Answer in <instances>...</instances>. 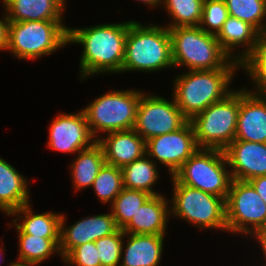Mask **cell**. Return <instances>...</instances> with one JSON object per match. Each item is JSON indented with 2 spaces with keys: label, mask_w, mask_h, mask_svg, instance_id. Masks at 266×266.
Returning a JSON list of instances; mask_svg holds the SVG:
<instances>
[{
  "label": "cell",
  "mask_w": 266,
  "mask_h": 266,
  "mask_svg": "<svg viewBox=\"0 0 266 266\" xmlns=\"http://www.w3.org/2000/svg\"><path fill=\"white\" fill-rule=\"evenodd\" d=\"M105 158L102 147L98 142L89 148L80 150L76 159L70 165L71 177L75 190L92 187Z\"/></svg>",
  "instance_id": "cell-24"
},
{
  "label": "cell",
  "mask_w": 266,
  "mask_h": 266,
  "mask_svg": "<svg viewBox=\"0 0 266 266\" xmlns=\"http://www.w3.org/2000/svg\"><path fill=\"white\" fill-rule=\"evenodd\" d=\"M226 225L228 233L246 236L266 227V204L248 181L232 180L226 199Z\"/></svg>",
  "instance_id": "cell-10"
},
{
  "label": "cell",
  "mask_w": 266,
  "mask_h": 266,
  "mask_svg": "<svg viewBox=\"0 0 266 266\" xmlns=\"http://www.w3.org/2000/svg\"><path fill=\"white\" fill-rule=\"evenodd\" d=\"M164 27L129 21L122 73L174 67L169 28Z\"/></svg>",
  "instance_id": "cell-3"
},
{
  "label": "cell",
  "mask_w": 266,
  "mask_h": 266,
  "mask_svg": "<svg viewBox=\"0 0 266 266\" xmlns=\"http://www.w3.org/2000/svg\"><path fill=\"white\" fill-rule=\"evenodd\" d=\"M66 217L61 215L59 251L63 259L73 248L96 241L115 233L119 228L111 212L88 216L66 227Z\"/></svg>",
  "instance_id": "cell-14"
},
{
  "label": "cell",
  "mask_w": 266,
  "mask_h": 266,
  "mask_svg": "<svg viewBox=\"0 0 266 266\" xmlns=\"http://www.w3.org/2000/svg\"><path fill=\"white\" fill-rule=\"evenodd\" d=\"M173 197L170 215L186 220L200 229L227 231L226 200L197 188L178 183L172 176Z\"/></svg>",
  "instance_id": "cell-8"
},
{
  "label": "cell",
  "mask_w": 266,
  "mask_h": 266,
  "mask_svg": "<svg viewBox=\"0 0 266 266\" xmlns=\"http://www.w3.org/2000/svg\"><path fill=\"white\" fill-rule=\"evenodd\" d=\"M18 258L40 264L59 251V238H42L31 234H18Z\"/></svg>",
  "instance_id": "cell-26"
},
{
  "label": "cell",
  "mask_w": 266,
  "mask_h": 266,
  "mask_svg": "<svg viewBox=\"0 0 266 266\" xmlns=\"http://www.w3.org/2000/svg\"><path fill=\"white\" fill-rule=\"evenodd\" d=\"M156 161L150 159L145 154L142 158L134 160L123 166V187L127 189L144 191L151 196L159 195L152 188L159 179V170L156 166Z\"/></svg>",
  "instance_id": "cell-25"
},
{
  "label": "cell",
  "mask_w": 266,
  "mask_h": 266,
  "mask_svg": "<svg viewBox=\"0 0 266 266\" xmlns=\"http://www.w3.org/2000/svg\"><path fill=\"white\" fill-rule=\"evenodd\" d=\"M240 108V89L233 90L191 120L199 148L224 150L234 139Z\"/></svg>",
  "instance_id": "cell-9"
},
{
  "label": "cell",
  "mask_w": 266,
  "mask_h": 266,
  "mask_svg": "<svg viewBox=\"0 0 266 266\" xmlns=\"http://www.w3.org/2000/svg\"><path fill=\"white\" fill-rule=\"evenodd\" d=\"M170 202L161 193L150 196L135 216L122 228L128 234L165 235L170 216Z\"/></svg>",
  "instance_id": "cell-18"
},
{
  "label": "cell",
  "mask_w": 266,
  "mask_h": 266,
  "mask_svg": "<svg viewBox=\"0 0 266 266\" xmlns=\"http://www.w3.org/2000/svg\"><path fill=\"white\" fill-rule=\"evenodd\" d=\"M240 68L215 70H189L177 75L173 98L183 115L190 121L211 104L221 101L233 89H229L235 71Z\"/></svg>",
  "instance_id": "cell-2"
},
{
  "label": "cell",
  "mask_w": 266,
  "mask_h": 266,
  "mask_svg": "<svg viewBox=\"0 0 266 266\" xmlns=\"http://www.w3.org/2000/svg\"><path fill=\"white\" fill-rule=\"evenodd\" d=\"M47 145L51 150L78 153L97 142L92 135L83 109L77 113H59L49 126Z\"/></svg>",
  "instance_id": "cell-13"
},
{
  "label": "cell",
  "mask_w": 266,
  "mask_h": 266,
  "mask_svg": "<svg viewBox=\"0 0 266 266\" xmlns=\"http://www.w3.org/2000/svg\"><path fill=\"white\" fill-rule=\"evenodd\" d=\"M266 204V175L257 176L248 181Z\"/></svg>",
  "instance_id": "cell-35"
},
{
  "label": "cell",
  "mask_w": 266,
  "mask_h": 266,
  "mask_svg": "<svg viewBox=\"0 0 266 266\" xmlns=\"http://www.w3.org/2000/svg\"><path fill=\"white\" fill-rule=\"evenodd\" d=\"M174 68L215 70L240 68V64L221 48L216 35L206 33L199 26L169 28Z\"/></svg>",
  "instance_id": "cell-4"
},
{
  "label": "cell",
  "mask_w": 266,
  "mask_h": 266,
  "mask_svg": "<svg viewBox=\"0 0 266 266\" xmlns=\"http://www.w3.org/2000/svg\"><path fill=\"white\" fill-rule=\"evenodd\" d=\"M143 92L116 90L97 97L82 108L92 135L98 133L132 130L136 122V111ZM97 135V136H96Z\"/></svg>",
  "instance_id": "cell-7"
},
{
  "label": "cell",
  "mask_w": 266,
  "mask_h": 266,
  "mask_svg": "<svg viewBox=\"0 0 266 266\" xmlns=\"http://www.w3.org/2000/svg\"><path fill=\"white\" fill-rule=\"evenodd\" d=\"M125 235L128 241L126 245L122 244L119 266H159L165 235L128 233Z\"/></svg>",
  "instance_id": "cell-21"
},
{
  "label": "cell",
  "mask_w": 266,
  "mask_h": 266,
  "mask_svg": "<svg viewBox=\"0 0 266 266\" xmlns=\"http://www.w3.org/2000/svg\"><path fill=\"white\" fill-rule=\"evenodd\" d=\"M9 21H62L65 0H2Z\"/></svg>",
  "instance_id": "cell-20"
},
{
  "label": "cell",
  "mask_w": 266,
  "mask_h": 266,
  "mask_svg": "<svg viewBox=\"0 0 266 266\" xmlns=\"http://www.w3.org/2000/svg\"><path fill=\"white\" fill-rule=\"evenodd\" d=\"M28 186V179L0 157V210L9 216L14 210L29 204Z\"/></svg>",
  "instance_id": "cell-22"
},
{
  "label": "cell",
  "mask_w": 266,
  "mask_h": 266,
  "mask_svg": "<svg viewBox=\"0 0 266 266\" xmlns=\"http://www.w3.org/2000/svg\"><path fill=\"white\" fill-rule=\"evenodd\" d=\"M125 233L118 229L115 233L95 241L101 266H119Z\"/></svg>",
  "instance_id": "cell-33"
},
{
  "label": "cell",
  "mask_w": 266,
  "mask_h": 266,
  "mask_svg": "<svg viewBox=\"0 0 266 266\" xmlns=\"http://www.w3.org/2000/svg\"><path fill=\"white\" fill-rule=\"evenodd\" d=\"M187 121L173 96L170 101L162 96L143 93L138 103L133 129L147 141L152 137L176 131Z\"/></svg>",
  "instance_id": "cell-11"
},
{
  "label": "cell",
  "mask_w": 266,
  "mask_h": 266,
  "mask_svg": "<svg viewBox=\"0 0 266 266\" xmlns=\"http://www.w3.org/2000/svg\"><path fill=\"white\" fill-rule=\"evenodd\" d=\"M253 236L257 239L256 241L259 242V245H262L261 247L266 257V227L257 230L251 237Z\"/></svg>",
  "instance_id": "cell-37"
},
{
  "label": "cell",
  "mask_w": 266,
  "mask_h": 266,
  "mask_svg": "<svg viewBox=\"0 0 266 266\" xmlns=\"http://www.w3.org/2000/svg\"><path fill=\"white\" fill-rule=\"evenodd\" d=\"M105 163L122 168L146 154V141L134 130L116 131L98 137Z\"/></svg>",
  "instance_id": "cell-17"
},
{
  "label": "cell",
  "mask_w": 266,
  "mask_h": 266,
  "mask_svg": "<svg viewBox=\"0 0 266 266\" xmlns=\"http://www.w3.org/2000/svg\"><path fill=\"white\" fill-rule=\"evenodd\" d=\"M224 153L232 179L249 181L266 175V143L234 139Z\"/></svg>",
  "instance_id": "cell-15"
},
{
  "label": "cell",
  "mask_w": 266,
  "mask_h": 266,
  "mask_svg": "<svg viewBox=\"0 0 266 266\" xmlns=\"http://www.w3.org/2000/svg\"><path fill=\"white\" fill-rule=\"evenodd\" d=\"M38 265L37 263L34 262H29L25 260H20L18 259L17 261L14 260V262H10L8 266H36Z\"/></svg>",
  "instance_id": "cell-38"
},
{
  "label": "cell",
  "mask_w": 266,
  "mask_h": 266,
  "mask_svg": "<svg viewBox=\"0 0 266 266\" xmlns=\"http://www.w3.org/2000/svg\"><path fill=\"white\" fill-rule=\"evenodd\" d=\"M68 28L63 21H9L6 50L23 60L51 55L68 44Z\"/></svg>",
  "instance_id": "cell-5"
},
{
  "label": "cell",
  "mask_w": 266,
  "mask_h": 266,
  "mask_svg": "<svg viewBox=\"0 0 266 266\" xmlns=\"http://www.w3.org/2000/svg\"><path fill=\"white\" fill-rule=\"evenodd\" d=\"M129 21L68 28V44H80L81 80L104 73H122Z\"/></svg>",
  "instance_id": "cell-1"
},
{
  "label": "cell",
  "mask_w": 266,
  "mask_h": 266,
  "mask_svg": "<svg viewBox=\"0 0 266 266\" xmlns=\"http://www.w3.org/2000/svg\"><path fill=\"white\" fill-rule=\"evenodd\" d=\"M226 167L229 168L224 150L199 148L172 177L178 183L226 200L233 180Z\"/></svg>",
  "instance_id": "cell-6"
},
{
  "label": "cell",
  "mask_w": 266,
  "mask_h": 266,
  "mask_svg": "<svg viewBox=\"0 0 266 266\" xmlns=\"http://www.w3.org/2000/svg\"><path fill=\"white\" fill-rule=\"evenodd\" d=\"M199 149L194 129L188 120L180 129L155 136L146 141V154L157 159L173 176L175 172Z\"/></svg>",
  "instance_id": "cell-12"
},
{
  "label": "cell",
  "mask_w": 266,
  "mask_h": 266,
  "mask_svg": "<svg viewBox=\"0 0 266 266\" xmlns=\"http://www.w3.org/2000/svg\"><path fill=\"white\" fill-rule=\"evenodd\" d=\"M240 67L255 83L256 89L250 93L266 95V31L259 34L258 46L240 63Z\"/></svg>",
  "instance_id": "cell-28"
},
{
  "label": "cell",
  "mask_w": 266,
  "mask_h": 266,
  "mask_svg": "<svg viewBox=\"0 0 266 266\" xmlns=\"http://www.w3.org/2000/svg\"><path fill=\"white\" fill-rule=\"evenodd\" d=\"M228 16L225 0H204L199 27L206 33L217 35Z\"/></svg>",
  "instance_id": "cell-32"
},
{
  "label": "cell",
  "mask_w": 266,
  "mask_h": 266,
  "mask_svg": "<svg viewBox=\"0 0 266 266\" xmlns=\"http://www.w3.org/2000/svg\"><path fill=\"white\" fill-rule=\"evenodd\" d=\"M62 260L67 266H101L94 241L73 248Z\"/></svg>",
  "instance_id": "cell-34"
},
{
  "label": "cell",
  "mask_w": 266,
  "mask_h": 266,
  "mask_svg": "<svg viewBox=\"0 0 266 266\" xmlns=\"http://www.w3.org/2000/svg\"><path fill=\"white\" fill-rule=\"evenodd\" d=\"M204 0H162L171 17L168 28L199 26Z\"/></svg>",
  "instance_id": "cell-27"
},
{
  "label": "cell",
  "mask_w": 266,
  "mask_h": 266,
  "mask_svg": "<svg viewBox=\"0 0 266 266\" xmlns=\"http://www.w3.org/2000/svg\"><path fill=\"white\" fill-rule=\"evenodd\" d=\"M259 34L260 32L251 24L229 15L216 38L231 60L240 64L258 46ZM242 45V54H234L235 48Z\"/></svg>",
  "instance_id": "cell-19"
},
{
  "label": "cell",
  "mask_w": 266,
  "mask_h": 266,
  "mask_svg": "<svg viewBox=\"0 0 266 266\" xmlns=\"http://www.w3.org/2000/svg\"><path fill=\"white\" fill-rule=\"evenodd\" d=\"M93 190L102 203L110 204L122 191L123 173L120 167L104 163L93 182Z\"/></svg>",
  "instance_id": "cell-30"
},
{
  "label": "cell",
  "mask_w": 266,
  "mask_h": 266,
  "mask_svg": "<svg viewBox=\"0 0 266 266\" xmlns=\"http://www.w3.org/2000/svg\"><path fill=\"white\" fill-rule=\"evenodd\" d=\"M0 248H1V249H0V252H1V253H0V260L3 262L4 260H3V258H1V254L3 253V247H0ZM1 261H0V262H1Z\"/></svg>",
  "instance_id": "cell-40"
},
{
  "label": "cell",
  "mask_w": 266,
  "mask_h": 266,
  "mask_svg": "<svg viewBox=\"0 0 266 266\" xmlns=\"http://www.w3.org/2000/svg\"><path fill=\"white\" fill-rule=\"evenodd\" d=\"M240 89L235 140L266 143V95Z\"/></svg>",
  "instance_id": "cell-16"
},
{
  "label": "cell",
  "mask_w": 266,
  "mask_h": 266,
  "mask_svg": "<svg viewBox=\"0 0 266 266\" xmlns=\"http://www.w3.org/2000/svg\"><path fill=\"white\" fill-rule=\"evenodd\" d=\"M30 204L23 205L9 215L18 216L12 221L18 234H31L42 238H59L62 213L45 212L36 214L33 213Z\"/></svg>",
  "instance_id": "cell-23"
},
{
  "label": "cell",
  "mask_w": 266,
  "mask_h": 266,
  "mask_svg": "<svg viewBox=\"0 0 266 266\" xmlns=\"http://www.w3.org/2000/svg\"><path fill=\"white\" fill-rule=\"evenodd\" d=\"M150 196L144 191L123 188L111 203V214L116 226L122 229Z\"/></svg>",
  "instance_id": "cell-29"
},
{
  "label": "cell",
  "mask_w": 266,
  "mask_h": 266,
  "mask_svg": "<svg viewBox=\"0 0 266 266\" xmlns=\"http://www.w3.org/2000/svg\"><path fill=\"white\" fill-rule=\"evenodd\" d=\"M141 3L146 4L147 6L149 5L150 7L153 6V8L155 9L156 6H161L162 5V0H138ZM155 6V7H154Z\"/></svg>",
  "instance_id": "cell-39"
},
{
  "label": "cell",
  "mask_w": 266,
  "mask_h": 266,
  "mask_svg": "<svg viewBox=\"0 0 266 266\" xmlns=\"http://www.w3.org/2000/svg\"><path fill=\"white\" fill-rule=\"evenodd\" d=\"M4 19V20H3ZM8 29H9V20L5 13L2 19L0 18V51H6L8 44Z\"/></svg>",
  "instance_id": "cell-36"
},
{
  "label": "cell",
  "mask_w": 266,
  "mask_h": 266,
  "mask_svg": "<svg viewBox=\"0 0 266 266\" xmlns=\"http://www.w3.org/2000/svg\"><path fill=\"white\" fill-rule=\"evenodd\" d=\"M225 2L230 16L251 24L260 33L266 31V0H225Z\"/></svg>",
  "instance_id": "cell-31"
}]
</instances>
